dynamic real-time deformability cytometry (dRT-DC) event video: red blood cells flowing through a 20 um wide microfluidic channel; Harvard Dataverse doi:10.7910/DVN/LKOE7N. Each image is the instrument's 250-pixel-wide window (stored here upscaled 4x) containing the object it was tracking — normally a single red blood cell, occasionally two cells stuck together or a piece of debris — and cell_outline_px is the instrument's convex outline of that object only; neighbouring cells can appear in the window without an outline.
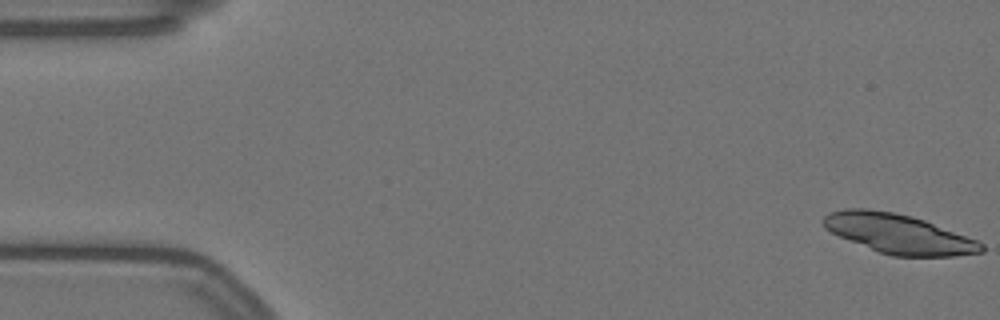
{"species": "Egyptian fruit bat (a non-hibernating species)", "species_latin": "Rousettus aegyptiacus", "temperature_condition": "warm", "stored_images_in_passage": 43, "camera_frame_rate_fps": 3000, "um_per_image_px": 0.085, "animal": {"sex": "female"}, "frame": {"image": 1, "passage_image": 1, "time_ms": 0.0, "image_size_px": [1000, 320], "cell_outline_px": [[984, 252], [956, 256], [892, 256], [880, 252], [840, 236], [824, 228], [820, 220], [828, 212], [844, 208], [864, 208], [892, 212], [912, 216], [924, 220], [976, 240], [984, 244]], "centroid_in_image_um": [76.36, 19.86], "position_along_channel_um": 8.6, "area_um2": 36.07}}
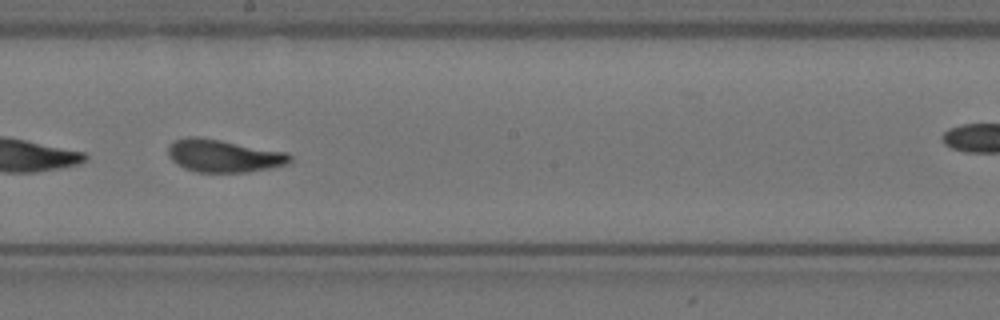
{"frame": {"image": 2, "passage_image": 32, "time_ms": 10.333, "image_size_px": [1000, 320], "cell_outline_px": [[292, 164], [272, 168], [248, 172], [196, 172], [184, 168], [176, 164], [168, 156], [168, 144], [184, 136], [200, 136], [288, 152], [292, 156]], "centroid_in_image_um": [19.04, 13.24], "position_along_channel_um": 229.2, "area_um2": 23.76}}
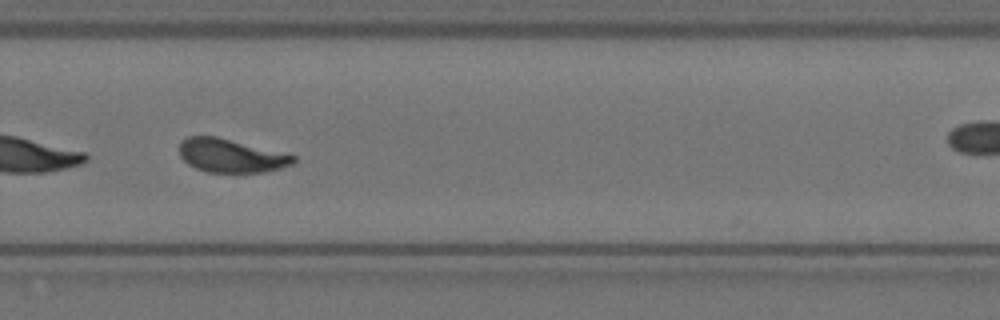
{"frame": {"image": 3, "passage_image": 39, "time_ms": 12.667, "image_size_px": [1000, 320], "cell_outline_px": [[296, 160], [292, 164], [280, 168], [264, 172], [208, 172], [196, 168], [188, 164], [180, 156], [180, 140], [188, 136], [216, 136], [296, 156]], "centroid_in_image_um": [19.6, 13.23], "position_along_channel_um": 310.2, "area_um2": 22.02}}